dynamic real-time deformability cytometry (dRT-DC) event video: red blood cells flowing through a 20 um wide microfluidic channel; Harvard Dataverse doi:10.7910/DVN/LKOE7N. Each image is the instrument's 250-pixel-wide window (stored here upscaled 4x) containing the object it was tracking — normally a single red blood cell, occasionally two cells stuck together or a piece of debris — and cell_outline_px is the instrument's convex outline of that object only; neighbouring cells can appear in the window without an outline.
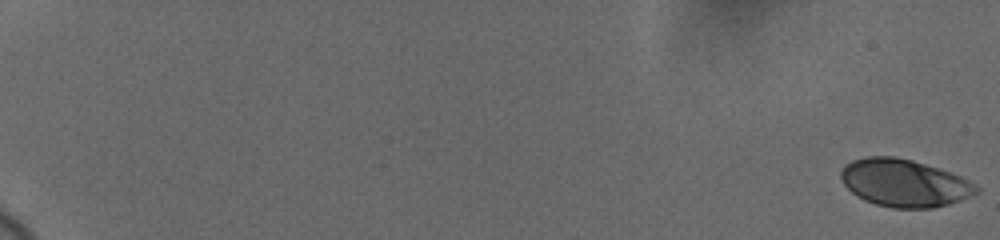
{"species": "human", "species_latin": "Homo sapiens", "temperature_condition": "cold", "stored_images_in_passage": 25, "camera_frame_rate_fps": 3000, "um_per_image_px": 0.085, "donor": {"sex": "female"}, "frame": {"image": 1, "passage_image": 1, "time_ms": 0.0, "image_size_px": [1000, 240], "cell_outline_px": [[980, 192], [960, 200], [948, 204], [932, 208], [892, 208], [876, 204], [864, 200], [856, 196], [844, 184], [840, 176], [840, 172], [844, 164], [852, 160], [868, 156], [892, 156], [912, 160], [960, 176], [976, 184], [980, 188]], "centroid_in_image_um": [76.84, 15.56], "position_along_channel_um": 8.2, "area_um2": 37.4}}
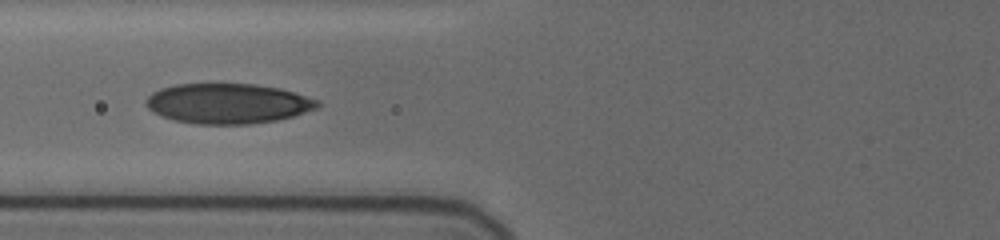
{"frame": {"image": 2, "passage_image": 22, "time_ms": 9.0, "image_size_px": [1000, 240], "cell_outline_px": [[320, 104], [316, 108], [292, 116], [276, 120], [248, 124], [196, 124], [172, 120], [160, 116], [152, 112], [144, 104], [144, 100], [152, 92], [160, 88], [176, 84], [256, 84], [280, 88], [320, 100]], "centroid_in_image_um": [19.31, 8.8], "position_along_channel_um": 106.5, "area_um2": 40.29}}
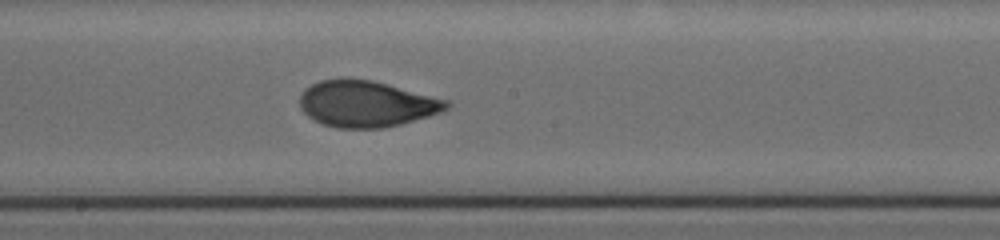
{"frame": {"image": 3, "passage_image": 25, "time_ms": 12.0, "image_size_px": [1000, 240], "cell_outline_px": [[452, 104], [448, 108], [440, 112], [428, 116], [400, 124], [384, 128], [336, 128], [312, 120], [300, 108], [300, 96], [304, 88], [320, 80], [340, 76], [372, 80], [448, 100]], "centroid_in_image_um": [31.1, 8.81], "position_along_channel_um": 217.1, "area_um2": 39.88}}